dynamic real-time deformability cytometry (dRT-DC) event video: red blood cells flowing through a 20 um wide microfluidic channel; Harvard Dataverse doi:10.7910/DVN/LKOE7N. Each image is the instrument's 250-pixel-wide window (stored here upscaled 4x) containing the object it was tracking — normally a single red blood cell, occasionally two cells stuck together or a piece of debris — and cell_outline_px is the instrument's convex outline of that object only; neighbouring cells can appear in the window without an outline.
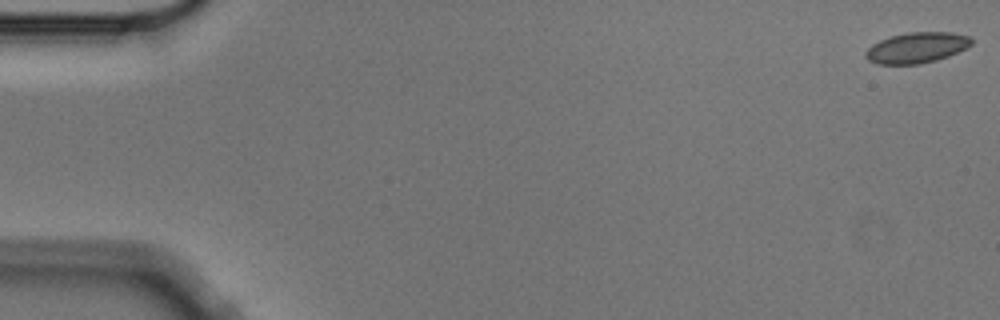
{"species": "Egyptian fruit bat (a non-hibernating species)", "species_latin": "Rousettus aegyptiacus", "temperature_condition": "cold", "stored_images_in_passage": 11, "camera_frame_rate_fps": 3000, "um_per_image_px": 0.085, "animal": {"sex": "male"}, "frame": {"image": 1, "passage_image": 1, "time_ms": 0.0, "image_size_px": [1000, 320], "cell_outline_px": [[972, 44], [968, 48], [948, 56], [936, 60], [920, 64], [876, 64], [868, 60], [864, 56], [864, 52], [872, 44], [880, 40], [892, 36], [908, 32], [952, 32], [972, 36]], "centroid_in_image_um": [77.94, 4.05], "position_along_channel_um": 7.1, "area_um2": 19.13}}
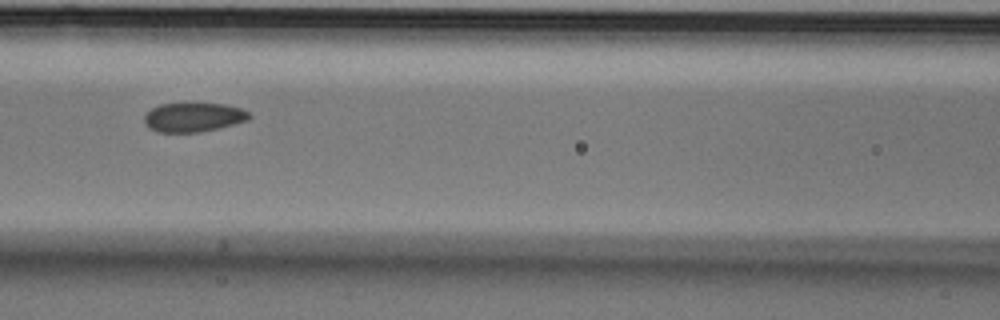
{"frame": {"image": 2, "passage_image": 7, "time_ms": 2.0, "image_size_px": [1000, 320], "cell_outline_px": [[252, 116], [248, 120], [236, 124], [220, 128], [200, 132], [156, 132], [148, 128], [144, 124], [144, 116], [152, 108], [160, 104], [224, 104], [240, 108], [248, 112]], "centroid_in_image_um": [16.44, 9.98], "position_along_channel_um": 150.2, "area_um2": 17.86}}
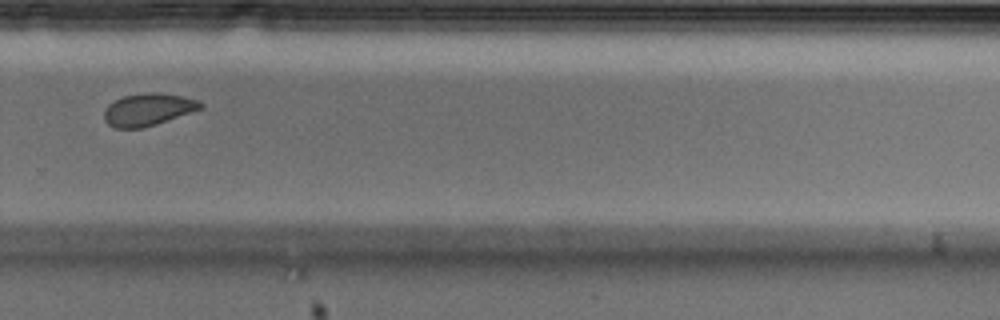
{"frame": {"image": 3, "passage_image": 11, "time_ms": 3.333, "image_size_px": [1000, 320], "cell_outline_px": [[204, 108], [156, 124], [140, 128], [112, 128], [104, 120], [104, 112], [108, 104], [124, 96], [148, 92], [160, 92], [184, 96], [200, 100], [204, 104]], "centroid_in_image_um": [12.62, 9.3], "position_along_channel_um": 317.2, "area_um2": 18.32}}